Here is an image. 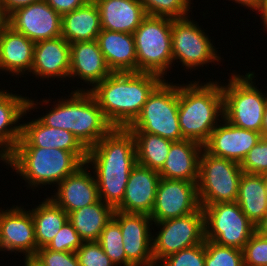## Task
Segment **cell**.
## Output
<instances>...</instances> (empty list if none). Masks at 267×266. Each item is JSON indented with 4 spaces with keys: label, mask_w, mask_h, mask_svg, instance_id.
Here are the masks:
<instances>
[{
    "label": "cell",
    "mask_w": 267,
    "mask_h": 266,
    "mask_svg": "<svg viewBox=\"0 0 267 266\" xmlns=\"http://www.w3.org/2000/svg\"><path fill=\"white\" fill-rule=\"evenodd\" d=\"M86 164L93 167L99 199L115 209L124 198L129 174L137 164L132 132L113 127L88 149Z\"/></svg>",
    "instance_id": "cell-1"
},
{
    "label": "cell",
    "mask_w": 267,
    "mask_h": 266,
    "mask_svg": "<svg viewBox=\"0 0 267 266\" xmlns=\"http://www.w3.org/2000/svg\"><path fill=\"white\" fill-rule=\"evenodd\" d=\"M164 80L143 72H112L89 91L113 127L127 128L140 114L153 90Z\"/></svg>",
    "instance_id": "cell-2"
},
{
    "label": "cell",
    "mask_w": 267,
    "mask_h": 266,
    "mask_svg": "<svg viewBox=\"0 0 267 266\" xmlns=\"http://www.w3.org/2000/svg\"><path fill=\"white\" fill-rule=\"evenodd\" d=\"M178 84V120L186 140L202 146L223 117V94L218 81Z\"/></svg>",
    "instance_id": "cell-3"
},
{
    "label": "cell",
    "mask_w": 267,
    "mask_h": 266,
    "mask_svg": "<svg viewBox=\"0 0 267 266\" xmlns=\"http://www.w3.org/2000/svg\"><path fill=\"white\" fill-rule=\"evenodd\" d=\"M58 100L54 108L38 119L47 127L71 132L87 150L113 128L89 91L80 88L67 99Z\"/></svg>",
    "instance_id": "cell-4"
},
{
    "label": "cell",
    "mask_w": 267,
    "mask_h": 266,
    "mask_svg": "<svg viewBox=\"0 0 267 266\" xmlns=\"http://www.w3.org/2000/svg\"><path fill=\"white\" fill-rule=\"evenodd\" d=\"M5 163L16 170L32 190L38 186H57L84 164L70 151L41 147H15Z\"/></svg>",
    "instance_id": "cell-5"
},
{
    "label": "cell",
    "mask_w": 267,
    "mask_h": 266,
    "mask_svg": "<svg viewBox=\"0 0 267 266\" xmlns=\"http://www.w3.org/2000/svg\"><path fill=\"white\" fill-rule=\"evenodd\" d=\"M254 74L232 73L227 85L221 84L223 118L234 126L261 133L267 94L255 86Z\"/></svg>",
    "instance_id": "cell-6"
},
{
    "label": "cell",
    "mask_w": 267,
    "mask_h": 266,
    "mask_svg": "<svg viewBox=\"0 0 267 266\" xmlns=\"http://www.w3.org/2000/svg\"><path fill=\"white\" fill-rule=\"evenodd\" d=\"M127 128L131 132H146L173 142L184 140L178 120V84L164 79Z\"/></svg>",
    "instance_id": "cell-7"
},
{
    "label": "cell",
    "mask_w": 267,
    "mask_h": 266,
    "mask_svg": "<svg viewBox=\"0 0 267 266\" xmlns=\"http://www.w3.org/2000/svg\"><path fill=\"white\" fill-rule=\"evenodd\" d=\"M172 19L147 15L133 33L137 72L166 75L172 68Z\"/></svg>",
    "instance_id": "cell-8"
},
{
    "label": "cell",
    "mask_w": 267,
    "mask_h": 266,
    "mask_svg": "<svg viewBox=\"0 0 267 266\" xmlns=\"http://www.w3.org/2000/svg\"><path fill=\"white\" fill-rule=\"evenodd\" d=\"M242 173L239 163L212 155L203 148L197 181L200 206L236 201Z\"/></svg>",
    "instance_id": "cell-9"
},
{
    "label": "cell",
    "mask_w": 267,
    "mask_h": 266,
    "mask_svg": "<svg viewBox=\"0 0 267 266\" xmlns=\"http://www.w3.org/2000/svg\"><path fill=\"white\" fill-rule=\"evenodd\" d=\"M202 209L205 240L243 250L256 232L255 225L242 212L236 201L210 204Z\"/></svg>",
    "instance_id": "cell-10"
},
{
    "label": "cell",
    "mask_w": 267,
    "mask_h": 266,
    "mask_svg": "<svg viewBox=\"0 0 267 266\" xmlns=\"http://www.w3.org/2000/svg\"><path fill=\"white\" fill-rule=\"evenodd\" d=\"M160 228L153 236L155 265L167 256L205 241L204 213L200 206L188 215L154 222Z\"/></svg>",
    "instance_id": "cell-11"
},
{
    "label": "cell",
    "mask_w": 267,
    "mask_h": 266,
    "mask_svg": "<svg viewBox=\"0 0 267 266\" xmlns=\"http://www.w3.org/2000/svg\"><path fill=\"white\" fill-rule=\"evenodd\" d=\"M190 16L182 19H172V55L173 62L182 63L186 69H198L203 65L221 61L207 33ZM212 41V42H211Z\"/></svg>",
    "instance_id": "cell-12"
},
{
    "label": "cell",
    "mask_w": 267,
    "mask_h": 266,
    "mask_svg": "<svg viewBox=\"0 0 267 266\" xmlns=\"http://www.w3.org/2000/svg\"><path fill=\"white\" fill-rule=\"evenodd\" d=\"M199 207L197 182L160 178L149 216L153 222H161L188 215Z\"/></svg>",
    "instance_id": "cell-13"
},
{
    "label": "cell",
    "mask_w": 267,
    "mask_h": 266,
    "mask_svg": "<svg viewBox=\"0 0 267 266\" xmlns=\"http://www.w3.org/2000/svg\"><path fill=\"white\" fill-rule=\"evenodd\" d=\"M113 218L121 229L126 259L133 266H156L153 259V235L150 232L153 221L150 216L114 210Z\"/></svg>",
    "instance_id": "cell-14"
},
{
    "label": "cell",
    "mask_w": 267,
    "mask_h": 266,
    "mask_svg": "<svg viewBox=\"0 0 267 266\" xmlns=\"http://www.w3.org/2000/svg\"><path fill=\"white\" fill-rule=\"evenodd\" d=\"M6 24L34 43L61 36V15L45 0L13 11L6 18Z\"/></svg>",
    "instance_id": "cell-15"
},
{
    "label": "cell",
    "mask_w": 267,
    "mask_h": 266,
    "mask_svg": "<svg viewBox=\"0 0 267 266\" xmlns=\"http://www.w3.org/2000/svg\"><path fill=\"white\" fill-rule=\"evenodd\" d=\"M0 251L36 254L35 225L31 212L24 206L0 209Z\"/></svg>",
    "instance_id": "cell-16"
},
{
    "label": "cell",
    "mask_w": 267,
    "mask_h": 266,
    "mask_svg": "<svg viewBox=\"0 0 267 266\" xmlns=\"http://www.w3.org/2000/svg\"><path fill=\"white\" fill-rule=\"evenodd\" d=\"M7 91L0 90V160L4 163L11 157L21 138L22 124L19 120L27 112L37 110L36 107L40 104L29 97Z\"/></svg>",
    "instance_id": "cell-17"
},
{
    "label": "cell",
    "mask_w": 267,
    "mask_h": 266,
    "mask_svg": "<svg viewBox=\"0 0 267 266\" xmlns=\"http://www.w3.org/2000/svg\"><path fill=\"white\" fill-rule=\"evenodd\" d=\"M221 122L223 124L216 126L203 148L212 155L241 164L249 150L262 138V134L234 126L223 117Z\"/></svg>",
    "instance_id": "cell-18"
},
{
    "label": "cell",
    "mask_w": 267,
    "mask_h": 266,
    "mask_svg": "<svg viewBox=\"0 0 267 266\" xmlns=\"http://www.w3.org/2000/svg\"><path fill=\"white\" fill-rule=\"evenodd\" d=\"M89 168V165L84 163L61 181L56 186L55 195L50 197L67 214L99 200L97 182L94 173L92 176Z\"/></svg>",
    "instance_id": "cell-19"
},
{
    "label": "cell",
    "mask_w": 267,
    "mask_h": 266,
    "mask_svg": "<svg viewBox=\"0 0 267 266\" xmlns=\"http://www.w3.org/2000/svg\"><path fill=\"white\" fill-rule=\"evenodd\" d=\"M21 138L16 147L58 148L74 153L83 163H86L87 149L69 131L47 127L38 118L22 123Z\"/></svg>",
    "instance_id": "cell-20"
},
{
    "label": "cell",
    "mask_w": 267,
    "mask_h": 266,
    "mask_svg": "<svg viewBox=\"0 0 267 266\" xmlns=\"http://www.w3.org/2000/svg\"><path fill=\"white\" fill-rule=\"evenodd\" d=\"M160 178L158 171L136 164L129 174L124 198L115 210L150 215Z\"/></svg>",
    "instance_id": "cell-21"
},
{
    "label": "cell",
    "mask_w": 267,
    "mask_h": 266,
    "mask_svg": "<svg viewBox=\"0 0 267 266\" xmlns=\"http://www.w3.org/2000/svg\"><path fill=\"white\" fill-rule=\"evenodd\" d=\"M70 43L62 36L35 43L31 72L44 80L69 78Z\"/></svg>",
    "instance_id": "cell-22"
},
{
    "label": "cell",
    "mask_w": 267,
    "mask_h": 266,
    "mask_svg": "<svg viewBox=\"0 0 267 266\" xmlns=\"http://www.w3.org/2000/svg\"><path fill=\"white\" fill-rule=\"evenodd\" d=\"M112 73L96 40L70 44L69 78H80L93 88Z\"/></svg>",
    "instance_id": "cell-23"
},
{
    "label": "cell",
    "mask_w": 267,
    "mask_h": 266,
    "mask_svg": "<svg viewBox=\"0 0 267 266\" xmlns=\"http://www.w3.org/2000/svg\"><path fill=\"white\" fill-rule=\"evenodd\" d=\"M34 46L32 40L6 24L0 31V71L12 76L31 72Z\"/></svg>",
    "instance_id": "cell-24"
},
{
    "label": "cell",
    "mask_w": 267,
    "mask_h": 266,
    "mask_svg": "<svg viewBox=\"0 0 267 266\" xmlns=\"http://www.w3.org/2000/svg\"><path fill=\"white\" fill-rule=\"evenodd\" d=\"M101 29L133 34L147 16L139 0H94Z\"/></svg>",
    "instance_id": "cell-25"
},
{
    "label": "cell",
    "mask_w": 267,
    "mask_h": 266,
    "mask_svg": "<svg viewBox=\"0 0 267 266\" xmlns=\"http://www.w3.org/2000/svg\"><path fill=\"white\" fill-rule=\"evenodd\" d=\"M202 150L203 146L195 141L173 142L163 167L158 171L160 177L197 182Z\"/></svg>",
    "instance_id": "cell-26"
},
{
    "label": "cell",
    "mask_w": 267,
    "mask_h": 266,
    "mask_svg": "<svg viewBox=\"0 0 267 266\" xmlns=\"http://www.w3.org/2000/svg\"><path fill=\"white\" fill-rule=\"evenodd\" d=\"M96 41L112 72H137L133 34L101 29Z\"/></svg>",
    "instance_id": "cell-27"
},
{
    "label": "cell",
    "mask_w": 267,
    "mask_h": 266,
    "mask_svg": "<svg viewBox=\"0 0 267 266\" xmlns=\"http://www.w3.org/2000/svg\"><path fill=\"white\" fill-rule=\"evenodd\" d=\"M100 32V13L94 0L61 16V36L70 44L96 40Z\"/></svg>",
    "instance_id": "cell-28"
},
{
    "label": "cell",
    "mask_w": 267,
    "mask_h": 266,
    "mask_svg": "<svg viewBox=\"0 0 267 266\" xmlns=\"http://www.w3.org/2000/svg\"><path fill=\"white\" fill-rule=\"evenodd\" d=\"M114 208L99 199L68 214V220L83 242L98 241L106 224L113 218Z\"/></svg>",
    "instance_id": "cell-29"
},
{
    "label": "cell",
    "mask_w": 267,
    "mask_h": 266,
    "mask_svg": "<svg viewBox=\"0 0 267 266\" xmlns=\"http://www.w3.org/2000/svg\"><path fill=\"white\" fill-rule=\"evenodd\" d=\"M236 202L256 227L267 214V195L263 174L242 173Z\"/></svg>",
    "instance_id": "cell-30"
},
{
    "label": "cell",
    "mask_w": 267,
    "mask_h": 266,
    "mask_svg": "<svg viewBox=\"0 0 267 266\" xmlns=\"http://www.w3.org/2000/svg\"><path fill=\"white\" fill-rule=\"evenodd\" d=\"M31 212L35 225L37 250L46 247L68 220V214L50 197L46 198Z\"/></svg>",
    "instance_id": "cell-31"
},
{
    "label": "cell",
    "mask_w": 267,
    "mask_h": 266,
    "mask_svg": "<svg viewBox=\"0 0 267 266\" xmlns=\"http://www.w3.org/2000/svg\"><path fill=\"white\" fill-rule=\"evenodd\" d=\"M137 164L159 171L167 159L173 141L146 132H132Z\"/></svg>",
    "instance_id": "cell-32"
},
{
    "label": "cell",
    "mask_w": 267,
    "mask_h": 266,
    "mask_svg": "<svg viewBox=\"0 0 267 266\" xmlns=\"http://www.w3.org/2000/svg\"><path fill=\"white\" fill-rule=\"evenodd\" d=\"M97 242L115 266H133L126 259L121 229L114 218L106 224Z\"/></svg>",
    "instance_id": "cell-33"
},
{
    "label": "cell",
    "mask_w": 267,
    "mask_h": 266,
    "mask_svg": "<svg viewBox=\"0 0 267 266\" xmlns=\"http://www.w3.org/2000/svg\"><path fill=\"white\" fill-rule=\"evenodd\" d=\"M147 15L182 19L190 13L191 0H139Z\"/></svg>",
    "instance_id": "cell-34"
},
{
    "label": "cell",
    "mask_w": 267,
    "mask_h": 266,
    "mask_svg": "<svg viewBox=\"0 0 267 266\" xmlns=\"http://www.w3.org/2000/svg\"><path fill=\"white\" fill-rule=\"evenodd\" d=\"M205 266H244L243 251L205 240Z\"/></svg>",
    "instance_id": "cell-35"
},
{
    "label": "cell",
    "mask_w": 267,
    "mask_h": 266,
    "mask_svg": "<svg viewBox=\"0 0 267 266\" xmlns=\"http://www.w3.org/2000/svg\"><path fill=\"white\" fill-rule=\"evenodd\" d=\"M205 255L204 241L167 256L156 266H205Z\"/></svg>",
    "instance_id": "cell-36"
},
{
    "label": "cell",
    "mask_w": 267,
    "mask_h": 266,
    "mask_svg": "<svg viewBox=\"0 0 267 266\" xmlns=\"http://www.w3.org/2000/svg\"><path fill=\"white\" fill-rule=\"evenodd\" d=\"M83 244L72 223L67 220L46 248L57 252H76Z\"/></svg>",
    "instance_id": "cell-37"
},
{
    "label": "cell",
    "mask_w": 267,
    "mask_h": 266,
    "mask_svg": "<svg viewBox=\"0 0 267 266\" xmlns=\"http://www.w3.org/2000/svg\"><path fill=\"white\" fill-rule=\"evenodd\" d=\"M242 251L244 266H267V237L255 232Z\"/></svg>",
    "instance_id": "cell-38"
},
{
    "label": "cell",
    "mask_w": 267,
    "mask_h": 266,
    "mask_svg": "<svg viewBox=\"0 0 267 266\" xmlns=\"http://www.w3.org/2000/svg\"><path fill=\"white\" fill-rule=\"evenodd\" d=\"M243 172L253 174L267 173V137H262L252 147L240 164Z\"/></svg>",
    "instance_id": "cell-39"
},
{
    "label": "cell",
    "mask_w": 267,
    "mask_h": 266,
    "mask_svg": "<svg viewBox=\"0 0 267 266\" xmlns=\"http://www.w3.org/2000/svg\"><path fill=\"white\" fill-rule=\"evenodd\" d=\"M76 256L79 266H115L97 241L83 242Z\"/></svg>",
    "instance_id": "cell-40"
},
{
    "label": "cell",
    "mask_w": 267,
    "mask_h": 266,
    "mask_svg": "<svg viewBox=\"0 0 267 266\" xmlns=\"http://www.w3.org/2000/svg\"><path fill=\"white\" fill-rule=\"evenodd\" d=\"M35 255L46 266H79L76 252H57L42 247Z\"/></svg>",
    "instance_id": "cell-41"
},
{
    "label": "cell",
    "mask_w": 267,
    "mask_h": 266,
    "mask_svg": "<svg viewBox=\"0 0 267 266\" xmlns=\"http://www.w3.org/2000/svg\"><path fill=\"white\" fill-rule=\"evenodd\" d=\"M61 16L85 5L89 0H45Z\"/></svg>",
    "instance_id": "cell-42"
},
{
    "label": "cell",
    "mask_w": 267,
    "mask_h": 266,
    "mask_svg": "<svg viewBox=\"0 0 267 266\" xmlns=\"http://www.w3.org/2000/svg\"><path fill=\"white\" fill-rule=\"evenodd\" d=\"M40 0H0V7L6 18L15 10Z\"/></svg>",
    "instance_id": "cell-43"
},
{
    "label": "cell",
    "mask_w": 267,
    "mask_h": 266,
    "mask_svg": "<svg viewBox=\"0 0 267 266\" xmlns=\"http://www.w3.org/2000/svg\"><path fill=\"white\" fill-rule=\"evenodd\" d=\"M231 1H234L235 3L241 4L240 6L243 5V7L245 6L249 10L252 9V11L253 10L256 11V10H258L262 0H231Z\"/></svg>",
    "instance_id": "cell-44"
},
{
    "label": "cell",
    "mask_w": 267,
    "mask_h": 266,
    "mask_svg": "<svg viewBox=\"0 0 267 266\" xmlns=\"http://www.w3.org/2000/svg\"><path fill=\"white\" fill-rule=\"evenodd\" d=\"M257 12L261 14L260 18L262 19L263 26L265 27V29H267V0L261 1V4L256 13Z\"/></svg>",
    "instance_id": "cell-45"
},
{
    "label": "cell",
    "mask_w": 267,
    "mask_h": 266,
    "mask_svg": "<svg viewBox=\"0 0 267 266\" xmlns=\"http://www.w3.org/2000/svg\"><path fill=\"white\" fill-rule=\"evenodd\" d=\"M25 258V266H46L36 255H26Z\"/></svg>",
    "instance_id": "cell-46"
},
{
    "label": "cell",
    "mask_w": 267,
    "mask_h": 266,
    "mask_svg": "<svg viewBox=\"0 0 267 266\" xmlns=\"http://www.w3.org/2000/svg\"><path fill=\"white\" fill-rule=\"evenodd\" d=\"M256 232L259 235L267 237V214L264 218L256 225Z\"/></svg>",
    "instance_id": "cell-47"
},
{
    "label": "cell",
    "mask_w": 267,
    "mask_h": 266,
    "mask_svg": "<svg viewBox=\"0 0 267 266\" xmlns=\"http://www.w3.org/2000/svg\"><path fill=\"white\" fill-rule=\"evenodd\" d=\"M262 137H267V101L264 108L263 125L261 128Z\"/></svg>",
    "instance_id": "cell-48"
},
{
    "label": "cell",
    "mask_w": 267,
    "mask_h": 266,
    "mask_svg": "<svg viewBox=\"0 0 267 266\" xmlns=\"http://www.w3.org/2000/svg\"><path fill=\"white\" fill-rule=\"evenodd\" d=\"M6 25V16L4 15L1 7H0V31Z\"/></svg>",
    "instance_id": "cell-49"
},
{
    "label": "cell",
    "mask_w": 267,
    "mask_h": 266,
    "mask_svg": "<svg viewBox=\"0 0 267 266\" xmlns=\"http://www.w3.org/2000/svg\"><path fill=\"white\" fill-rule=\"evenodd\" d=\"M263 180H264V185H265V190H266V195H267V173L263 174Z\"/></svg>",
    "instance_id": "cell-50"
}]
</instances>
